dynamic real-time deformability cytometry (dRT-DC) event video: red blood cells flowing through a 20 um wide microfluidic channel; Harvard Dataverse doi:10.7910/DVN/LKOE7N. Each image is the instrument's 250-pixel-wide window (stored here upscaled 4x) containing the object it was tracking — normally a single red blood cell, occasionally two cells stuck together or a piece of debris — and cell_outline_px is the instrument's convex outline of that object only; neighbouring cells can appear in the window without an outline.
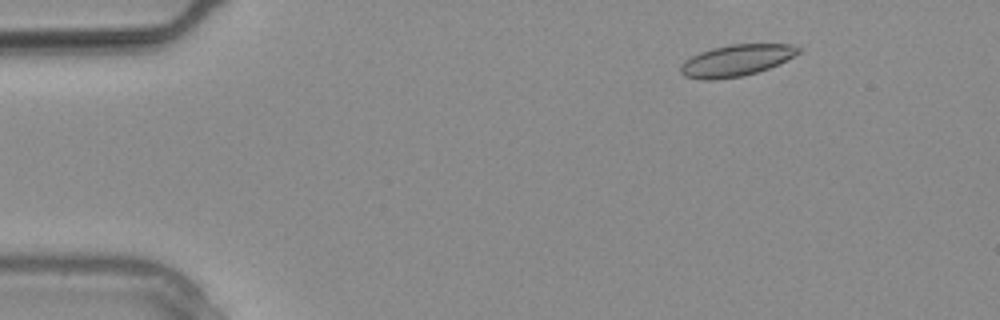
{"species": "common noctule bat (a hibernating species)", "species_latin": "Nyctalus noctula", "temperature_condition": "warm", "stored_images_in_passage": 14, "camera_frame_rate_fps": 3000, "um_per_image_px": 0.085, "animal": {"sex": "male", "body_mass_g": 20.4}, "frame": {"image": 1, "passage_image": 3, "time_ms": 0.667, "image_size_px": [1000, 320], "cell_outline_px": [[800, 52], [768, 68], [756, 72], [740, 76], [716, 80], [704, 80], [684, 76], [680, 72], [680, 64], [684, 60], [700, 52], [712, 48], [732, 44], [792, 44], [800, 48]], "centroid_in_image_um": [62.52, 5.14], "position_along_channel_um": 22.5, "area_um2": 21.39}}